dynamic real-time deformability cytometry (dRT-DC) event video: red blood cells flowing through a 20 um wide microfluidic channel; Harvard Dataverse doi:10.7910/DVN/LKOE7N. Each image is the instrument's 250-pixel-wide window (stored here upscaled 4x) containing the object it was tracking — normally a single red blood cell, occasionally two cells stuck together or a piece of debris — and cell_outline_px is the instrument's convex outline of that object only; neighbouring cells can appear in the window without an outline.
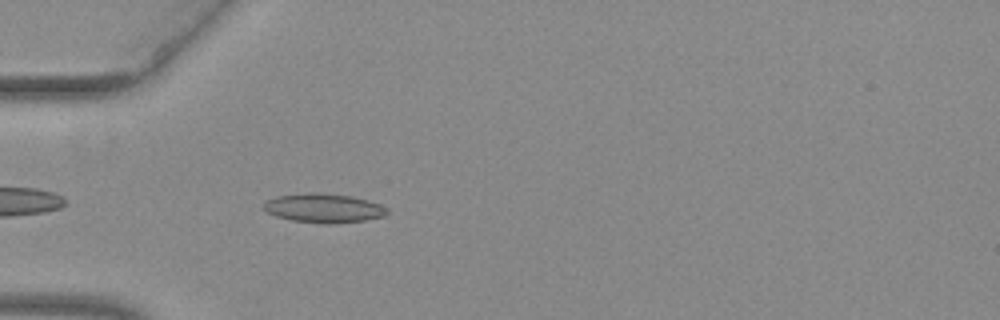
{"species": "common noctule bat (a hibernating species)", "species_latin": "Nyctalus noctula", "temperature_condition": "warm", "stored_images_in_passage": 39, "camera_frame_rate_fps": 3000, "um_per_image_px": 0.085, "animal": {"sex": "female", "body_mass_g": 29.2, "forearm_length_mm": 56.3}, "frame": {"image": 1, "passage_image": 3, "time_ms": 0.667, "image_size_px": [1000, 320], "cell_outline_px": [[388, 212], [384, 216], [364, 220], [332, 224], [328, 224], [292, 220], [276, 216], [268, 212], [264, 208], [264, 200], [276, 196], [308, 192], [312, 192], [352, 196], [368, 200], [380, 204], [388, 208]], "centroid_in_image_um": [27.51, 17.68], "position_along_channel_um": 57.5, "area_um2": 20.92}}
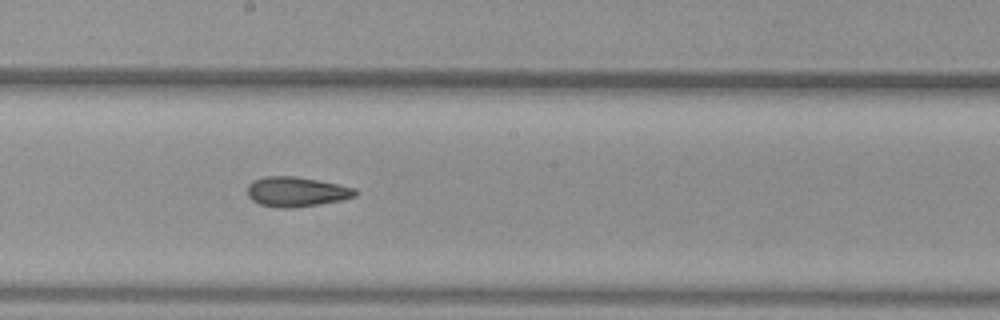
{"frame": {"image": 2, "passage_image": 16, "time_ms": 5.0, "image_size_px": [1000, 320], "cell_outline_px": [[360, 192], [356, 196], [340, 200], [292, 208], [276, 208], [260, 204], [252, 200], [248, 196], [248, 184], [252, 180], [264, 176], [296, 176], [356, 188]], "centroid_in_image_um": [25.17, 16.29], "position_along_channel_um": 223.0, "area_um2": 18.73}}
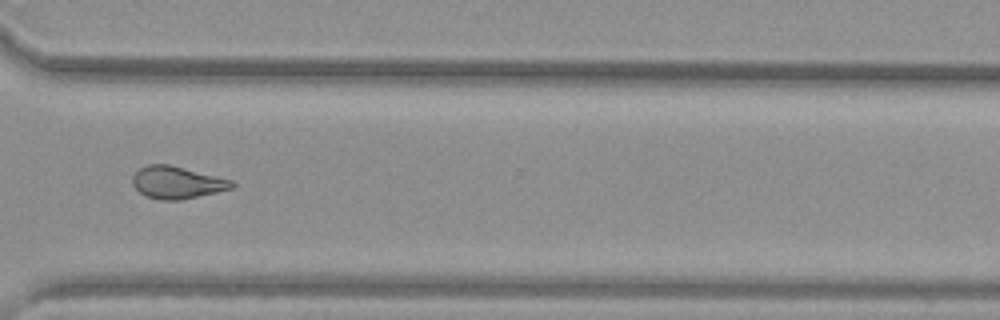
{"frame": {"image": 3, "passage_image": 26, "time_ms": 8.333, "image_size_px": [1000, 320], "cell_outline_px": [[236, 184], [232, 188], [216, 192], [180, 200], [160, 200], [144, 196], [132, 184], [132, 176], [140, 168], [148, 164], [168, 164], [236, 180]], "centroid_in_image_um": [15.07, 15.51], "position_along_channel_um": 355.5, "area_um2": 18.84}, "authors_computed_cell_mechanics": {"area_um2": 18.8428, "velocity_mm_per_s": 3.9762, "shape_relaxation_time_tau1_ms": null, "shape_relaxation_time_tau2_ms": 3.8732, "deformation_change_tau1": null, "deformation_change_tau2": 0.1341}}